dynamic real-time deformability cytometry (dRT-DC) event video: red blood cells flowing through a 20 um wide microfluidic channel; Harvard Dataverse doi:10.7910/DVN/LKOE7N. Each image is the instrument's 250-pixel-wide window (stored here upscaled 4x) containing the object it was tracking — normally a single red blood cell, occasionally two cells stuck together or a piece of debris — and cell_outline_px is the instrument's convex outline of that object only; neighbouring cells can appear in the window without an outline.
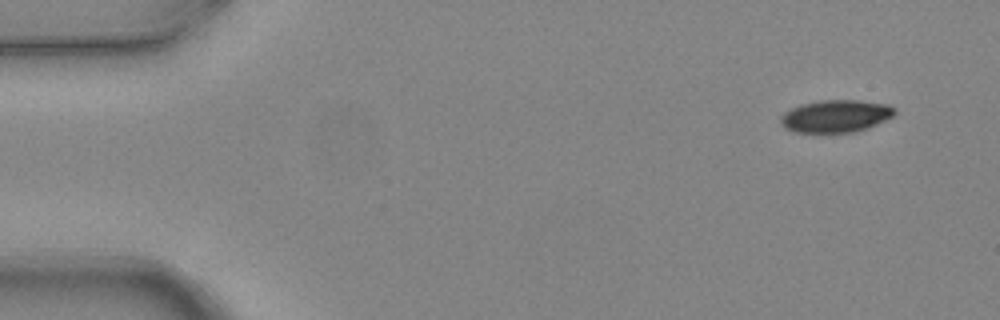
{"species": "common noctule bat (a hibernating species)", "species_latin": "Nyctalus noctula", "temperature_condition": "warm", "stored_images_in_passage": 6, "segment_of_instrument_passage": [2, 2], "camera_frame_rate_fps": 3000, "um_per_image_px": 0.085, "animal": {"sex": "female", "body_mass_g": 24.6, "forearm_length_mm": 56.2}, "frame": {"image": 1, "passage_image": 6, "time_ms": 1.667, "image_size_px": [1000, 320], "cell_outline_px": [[896, 112], [892, 116], [868, 128], [852, 132], [792, 132], [784, 128], [780, 124], [780, 116], [784, 112], [800, 104], [820, 100], [860, 100], [888, 104], [896, 108]], "centroid_in_image_um": [71.01, 9.86], "position_along_channel_um": 14.0, "area_um2": 21.68}}